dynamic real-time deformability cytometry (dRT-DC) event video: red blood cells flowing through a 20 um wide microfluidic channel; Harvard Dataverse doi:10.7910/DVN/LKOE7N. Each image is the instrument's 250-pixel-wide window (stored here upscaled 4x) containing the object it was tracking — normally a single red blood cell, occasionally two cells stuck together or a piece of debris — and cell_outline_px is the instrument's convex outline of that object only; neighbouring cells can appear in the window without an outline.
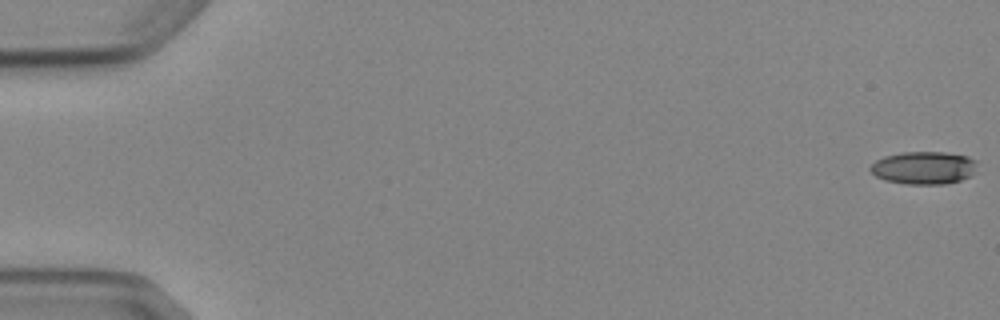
{"species": "Egyptian fruit bat (a non-hibernating species)", "species_latin": "Rousettus aegyptiacus", "temperature_condition": "cold", "stored_images_in_passage": 5, "camera_frame_rate_fps": 3000, "um_per_image_px": 0.085, "animal": {"sex": "female"}, "frame": {"image": 1, "passage_image": 1, "time_ms": 0.0, "image_size_px": [1000, 320], "cell_outline_px": [[976, 164], [972, 172], [968, 176], [960, 180], [944, 184], [908, 184], [884, 180], [876, 176], [868, 168], [876, 160], [884, 156], [900, 152], [944, 152], [968, 156], [976, 160]], "centroid_in_image_um": [78.48, 14.25], "position_along_channel_um": 6.5, "area_um2": 20.29}}
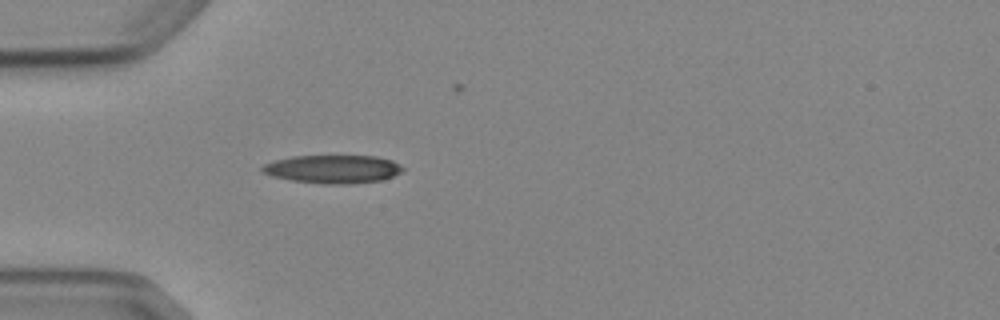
{"frame": {"image": 2, "passage_image": 5, "time_ms": 5.333, "image_size_px": [1000, 320], "cell_outline_px": [[404, 168], [400, 172], [392, 176], [380, 180], [352, 184], [324, 184], [292, 180], [272, 176], [260, 172], [260, 168], [264, 164], [276, 160], [292, 156], [376, 156], [392, 160], [400, 164]], "centroid_in_image_um": [28.28, 14.37], "position_along_channel_um": 56.7, "area_um2": 23.12}}